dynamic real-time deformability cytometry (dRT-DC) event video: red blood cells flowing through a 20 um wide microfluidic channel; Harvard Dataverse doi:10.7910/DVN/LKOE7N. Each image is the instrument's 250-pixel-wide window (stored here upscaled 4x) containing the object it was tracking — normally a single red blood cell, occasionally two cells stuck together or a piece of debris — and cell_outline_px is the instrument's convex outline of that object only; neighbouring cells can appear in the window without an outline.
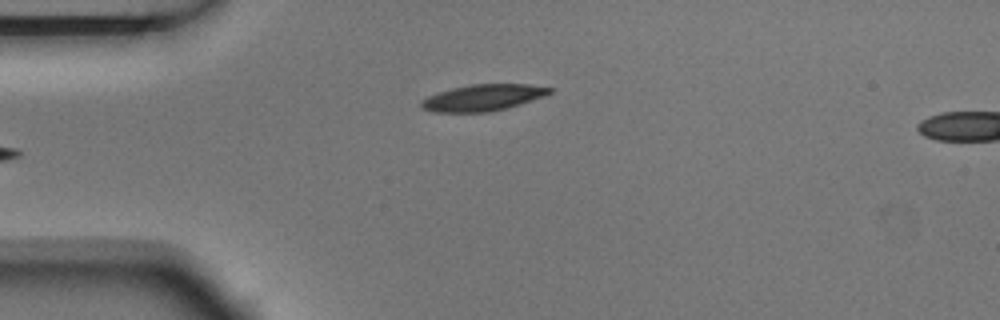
{"species": "Egyptian fruit bat (a non-hibernating species)", "species_latin": "Rousettus aegyptiacus", "temperature_condition": "room temperature", "stored_images_in_passage": 5, "camera_frame_rate_fps": 3000, "um_per_image_px": 0.085, "animal": {"sex": "male"}, "frame": {"image": 1, "passage_image": 5, "time_ms": 1.333, "image_size_px": [1000, 320], "cell_outline_px": [[552, 92], [544, 96], [508, 108], [488, 112], [436, 112], [424, 108], [420, 104], [428, 96], [436, 92], [452, 88], [472, 84], [528, 84], [552, 88]], "centroid_in_image_um": [41.07, 8.29], "position_along_channel_um": 43.9, "area_um2": 19.59}}